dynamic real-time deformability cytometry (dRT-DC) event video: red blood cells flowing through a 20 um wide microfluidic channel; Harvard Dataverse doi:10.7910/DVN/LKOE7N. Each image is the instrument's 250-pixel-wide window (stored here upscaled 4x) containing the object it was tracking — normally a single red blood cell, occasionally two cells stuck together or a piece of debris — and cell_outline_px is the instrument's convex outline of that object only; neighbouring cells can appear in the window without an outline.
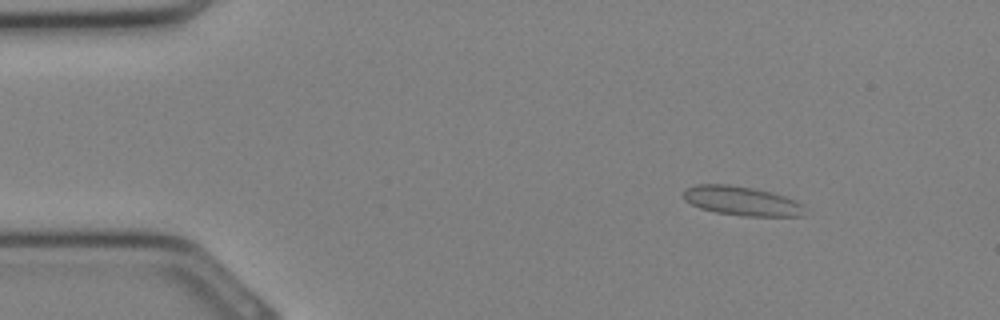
{"species": "Egyptian fruit bat (a non-hibernating species)", "species_latin": "Rousettus aegyptiacus", "temperature_condition": "cold", "stored_images_in_passage": 33, "camera_frame_rate_fps": 3000, "um_per_image_px": 0.085, "animal": {"sex": "female"}, "frame": {"image": 1, "passage_image": 5, "time_ms": 1.333, "image_size_px": [1000, 320], "cell_outline_px": [[804, 216], [744, 216], [716, 212], [700, 208], [684, 200], [684, 192], [688, 188], [696, 184], [728, 184], [752, 188], [772, 192], [796, 200], [804, 204]], "centroid_in_image_um": [63.08, 17.08], "position_along_channel_um": 21.9, "area_um2": 20.63}}
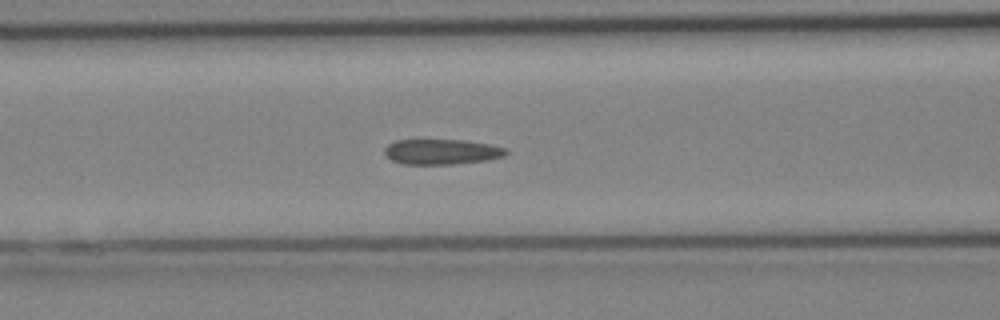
{"frame": {"image": 2, "passage_image": 14, "time_ms": 4.333, "image_size_px": [1000, 320], "cell_outline_px": [[508, 152], [504, 156], [488, 160], [452, 164], [404, 164], [392, 160], [384, 156], [384, 148], [388, 144], [396, 140], [464, 140], [492, 144], [508, 148]], "centroid_in_image_um": [37.56, 12.89], "position_along_channel_um": 129.0, "area_um2": 18.09}}
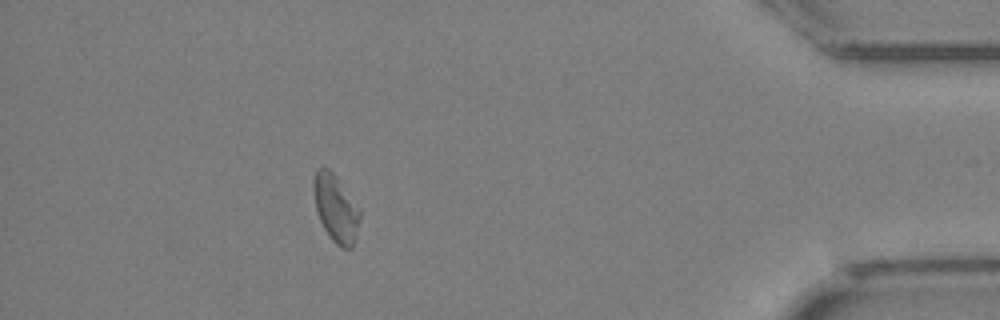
{"frame": {"image": 3, "passage_image": 30, "time_ms": 9.667, "image_size_px": [1000, 320], "cell_outline_px": [[360, 220], [352, 248], [340, 248], [328, 236], [316, 212], [312, 184], [312, 180], [316, 168], [328, 168], [336, 176], [360, 208]], "centroid_in_image_um": [28.52, 17.7], "position_along_channel_um": 406.7, "area_um2": 18.32}}